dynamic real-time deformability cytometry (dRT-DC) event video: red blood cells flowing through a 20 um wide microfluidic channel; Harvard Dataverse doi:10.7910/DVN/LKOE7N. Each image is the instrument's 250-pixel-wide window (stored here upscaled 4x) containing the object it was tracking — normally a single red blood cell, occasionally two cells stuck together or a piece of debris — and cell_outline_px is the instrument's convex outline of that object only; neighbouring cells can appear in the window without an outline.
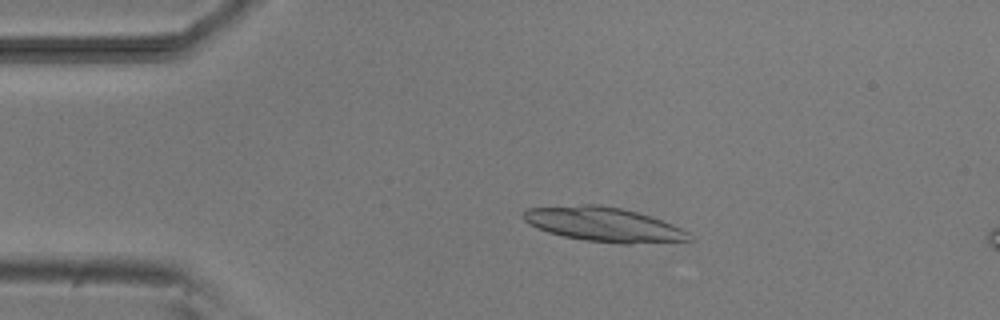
{"species": "common noctule bat (a hibernating species)", "species_latin": "Nyctalus noctula", "temperature_condition": "room temperature", "stored_images_in_passage": 4, "camera_frame_rate_fps": 3000, "um_per_image_px": 0.085, "animal": {"sex": "male", "body_mass_g": 20.5, "forearm_length_mm": 52.5}, "frame": {"image": 1, "passage_image": 3, "time_ms": 2.333, "image_size_px": [1000, 320], "cell_outline_px": [[692, 240], [628, 244], [620, 244], [588, 240], [564, 236], [548, 232], [528, 224], [524, 220], [524, 212], [528, 208], [580, 204], [600, 204], [620, 208], [636, 212], [672, 224], [688, 232]], "centroid_in_image_um": [51.29, 19.07], "position_along_channel_um": 33.7, "area_um2": 32.77}}